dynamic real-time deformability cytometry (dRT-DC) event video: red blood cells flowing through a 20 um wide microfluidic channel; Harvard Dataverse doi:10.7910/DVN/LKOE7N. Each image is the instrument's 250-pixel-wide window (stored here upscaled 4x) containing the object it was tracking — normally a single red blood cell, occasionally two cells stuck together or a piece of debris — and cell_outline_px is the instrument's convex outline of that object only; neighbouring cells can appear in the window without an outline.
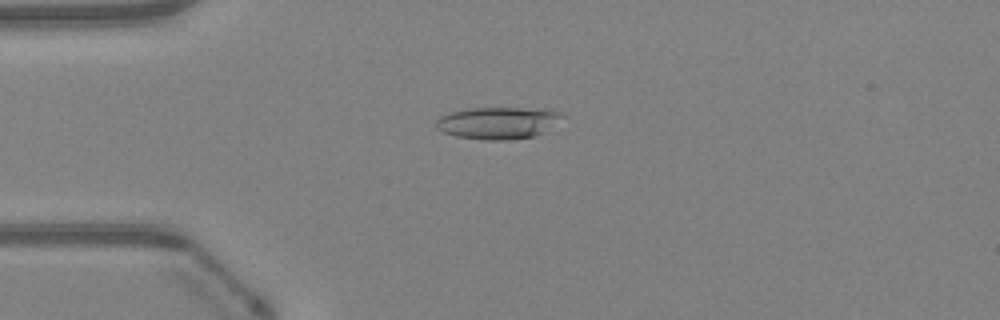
{"species": "Egyptian fruit bat (a non-hibernating species)", "species_latin": "Rousettus aegyptiacus", "temperature_condition": "warm", "stored_images_in_passage": 31, "camera_frame_rate_fps": 3000, "um_per_image_px": 0.085, "animal": {"sex": "female"}, "frame": {"image": 1, "passage_image": 11, "time_ms": 3.333, "image_size_px": [1000, 320], "cell_outline_px": [[568, 116], [536, 136], [504, 140], [484, 140], [456, 136], [444, 132], [436, 128], [436, 120], [440, 116], [452, 112], [468, 108], [520, 108], [560, 112]], "centroid_in_image_um": [42.32, 10.45], "position_along_channel_um": 42.7, "area_um2": 23.35}}
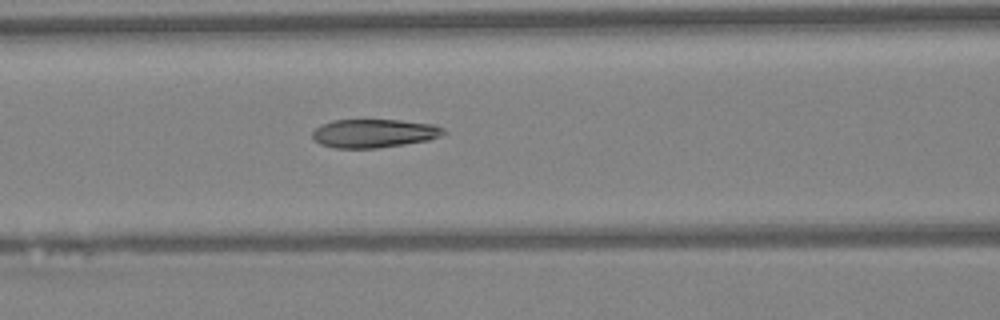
{"frame": {"image": 2, "passage_image": 19, "time_ms": 6.0, "image_size_px": [1000, 320], "cell_outline_px": [[448, 132], [440, 136], [428, 140], [380, 148], [332, 148], [320, 144], [312, 136], [312, 132], [320, 124], [332, 120], [400, 120], [436, 124], [444, 128]], "centroid_in_image_um": [31.81, 11.33], "position_along_channel_um": 134.8, "area_um2": 22.02}}
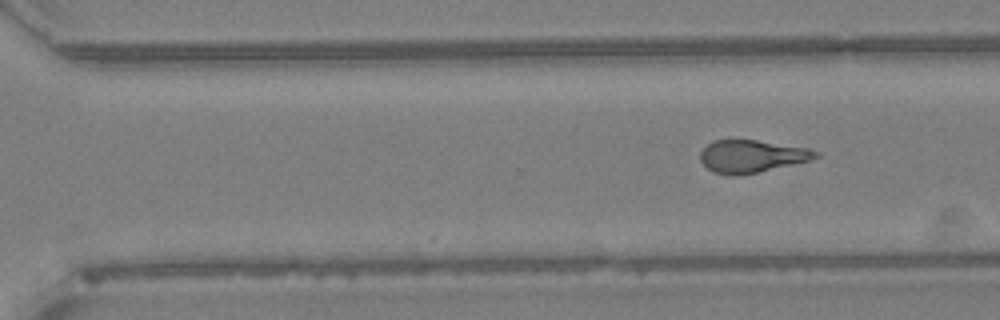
{"frame": {"image": 3, "passage_image": 31, "time_ms": 10.0, "image_size_px": [1000, 320], "cell_outline_px": [[820, 156], [808, 160], [740, 176], [732, 176], [712, 172], [700, 160], [700, 152], [712, 140], [756, 140], [808, 148], [820, 152]], "centroid_in_image_um": [63.86, 13.28], "position_along_channel_um": 306.7, "area_um2": 21.68}}